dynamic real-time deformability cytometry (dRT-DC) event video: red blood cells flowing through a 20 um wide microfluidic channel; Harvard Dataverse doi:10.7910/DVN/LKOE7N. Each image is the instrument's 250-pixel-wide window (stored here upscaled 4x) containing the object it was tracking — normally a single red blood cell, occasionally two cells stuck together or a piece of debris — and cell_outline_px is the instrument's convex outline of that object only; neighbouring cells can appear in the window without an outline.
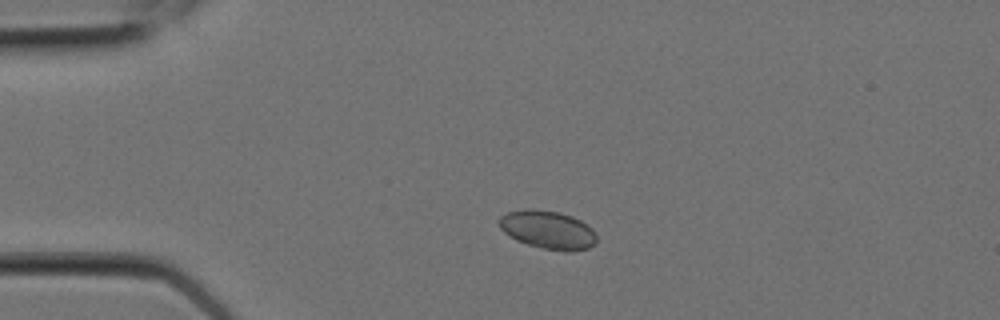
{"species": "Egyptian fruit bat (a non-hibernating species)", "species_latin": "Rousettus aegyptiacus", "temperature_condition": "room temperature", "stored_images_in_passage": 9, "camera_frame_rate_fps": 3000, "um_per_image_px": 0.085, "animal": {"sex": "female"}, "frame": {"image": 1, "passage_image": 2, "time_ms": 0.333, "image_size_px": [1000, 320], "cell_outline_px": [[596, 244], [588, 248], [572, 252], [564, 252], [544, 248], [528, 244], [516, 240], [504, 232], [500, 228], [496, 220], [500, 216], [508, 212], [524, 208], [532, 208], [560, 212], [572, 216], [580, 220], [592, 228], [596, 232]], "centroid_in_image_um": [46.56, 19.52], "position_along_channel_um": 38.4, "area_um2": 22.14}}
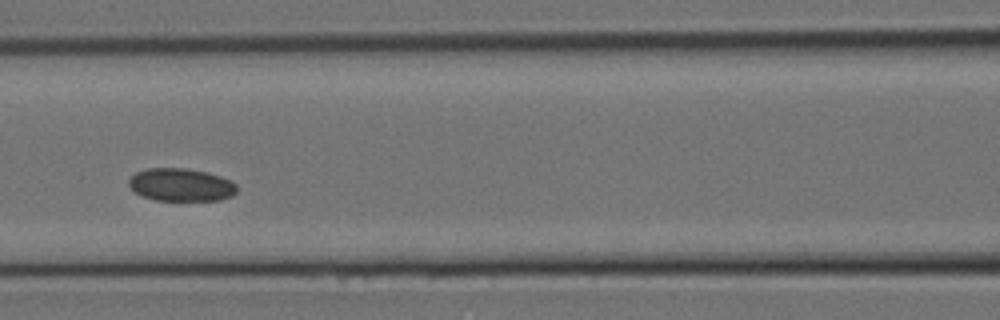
{"frame": {"image": 2, "passage_image": 6, "time_ms": 1.667, "image_size_px": [1000, 320], "cell_outline_px": [[236, 192], [232, 196], [220, 200], [156, 200], [144, 196], [136, 192], [128, 184], [128, 180], [136, 172], [148, 168], [188, 168], [208, 172], [232, 180], [236, 184]], "centroid_in_image_um": [15.42, 15.7], "position_along_channel_um": 151.2, "area_um2": 20.69}}
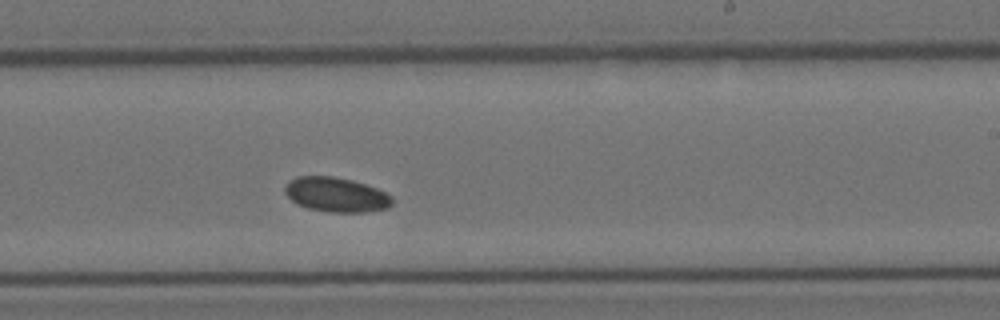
{"frame": {"image": 3, "passage_image": 9, "time_ms": 2.667, "image_size_px": [1000, 320], "cell_outline_px": [[392, 204], [388, 208], [364, 212], [328, 212], [308, 208], [296, 204], [284, 192], [284, 188], [288, 180], [296, 176], [332, 176], [352, 180], [376, 188], [392, 196]], "centroid_in_image_um": [28.54, 16.54], "position_along_channel_um": 260.5, "area_um2": 21.68}}